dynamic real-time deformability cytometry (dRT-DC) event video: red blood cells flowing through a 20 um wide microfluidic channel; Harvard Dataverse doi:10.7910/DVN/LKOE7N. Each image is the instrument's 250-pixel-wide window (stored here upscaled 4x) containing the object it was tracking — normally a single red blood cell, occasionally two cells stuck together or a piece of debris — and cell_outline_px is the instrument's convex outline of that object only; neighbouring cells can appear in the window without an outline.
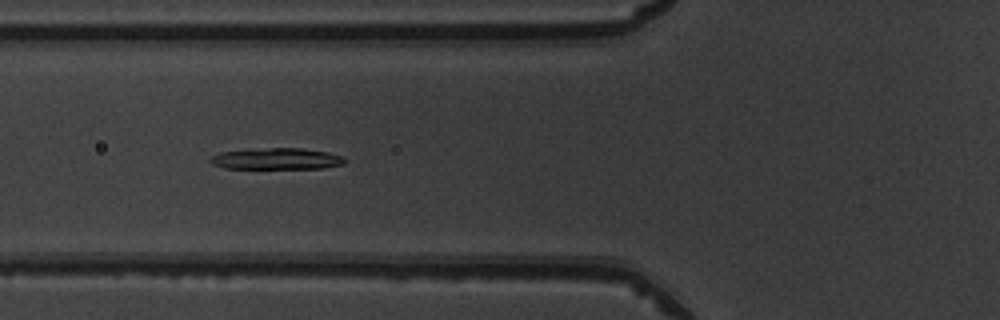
{"species": "common noctule bat (a hibernating species)", "species_latin": "Nyctalus noctula", "temperature_condition": "warm", "stored_images_in_passage": 23, "camera_frame_rate_fps": 3000, "um_per_image_px": 0.085, "animal": {"sex": "male", "body_mass_g": 19.5, "forearm_length_mm": 54.6}, "frame": {"image": 1, "passage_image": 7, "time_ms": 2.0, "image_size_px": [1000, 320], "cell_outline_px": [[344, 164], [324, 168], [224, 168], [212, 164], [208, 160], [212, 156], [220, 152], [268, 148], [304, 148], [328, 152], [344, 156]], "centroid_in_image_um": [23.53, 13.49], "position_along_channel_um": 102.3, "area_um2": 16.65}}
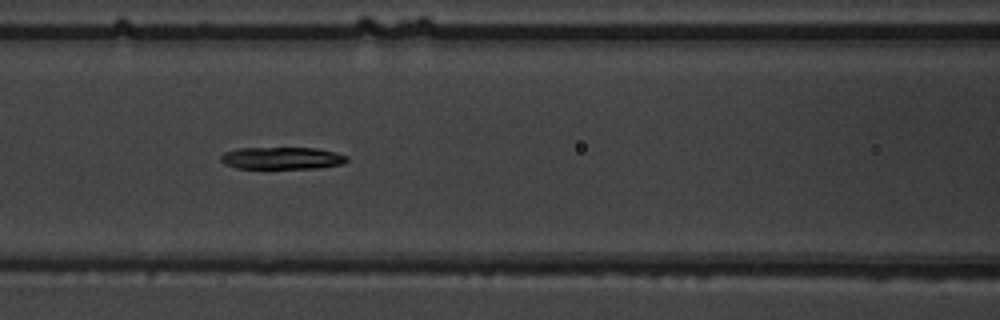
{"frame": {"image": 2, "passage_image": 10, "time_ms": 3.0, "image_size_px": [1000, 320], "cell_outline_px": [[348, 160], [344, 164], [320, 168], [236, 168], [224, 164], [220, 160], [220, 156], [224, 152], [240, 148], [316, 148], [348, 156]], "centroid_in_image_um": [23.96, 13.45], "position_along_channel_um": 142.6, "area_um2": 16.3}}